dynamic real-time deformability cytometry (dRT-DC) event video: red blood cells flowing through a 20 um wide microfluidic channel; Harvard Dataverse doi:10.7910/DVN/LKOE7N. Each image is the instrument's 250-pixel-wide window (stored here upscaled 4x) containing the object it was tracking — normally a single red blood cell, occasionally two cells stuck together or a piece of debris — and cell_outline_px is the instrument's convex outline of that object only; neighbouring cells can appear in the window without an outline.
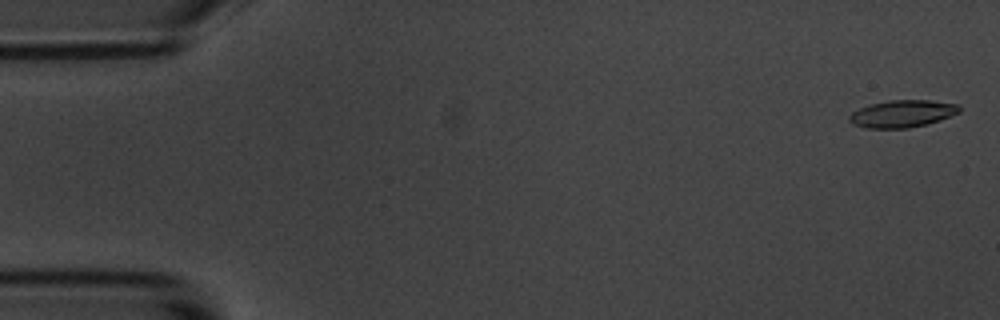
{"species": "common noctule bat (a hibernating species)", "species_latin": "Nyctalus noctula", "temperature_condition": "room temperature", "stored_images_in_passage": 7, "camera_frame_rate_fps": 3000, "um_per_image_px": 0.085, "animal": {"sex": "male", "body_mass_g": 20.1, "forearm_length_mm": 53.5}, "frame": {"image": 1, "passage_image": 1, "time_ms": 0.0, "image_size_px": [1000, 320], "cell_outline_px": [[960, 112], [940, 120], [908, 128], [864, 128], [852, 124], [848, 120], [848, 116], [852, 112], [860, 108], [872, 104], [888, 100], [928, 100], [960, 104]], "centroid_in_image_um": [76.68, 9.66], "position_along_channel_um": 8.3, "area_um2": 17.46}}